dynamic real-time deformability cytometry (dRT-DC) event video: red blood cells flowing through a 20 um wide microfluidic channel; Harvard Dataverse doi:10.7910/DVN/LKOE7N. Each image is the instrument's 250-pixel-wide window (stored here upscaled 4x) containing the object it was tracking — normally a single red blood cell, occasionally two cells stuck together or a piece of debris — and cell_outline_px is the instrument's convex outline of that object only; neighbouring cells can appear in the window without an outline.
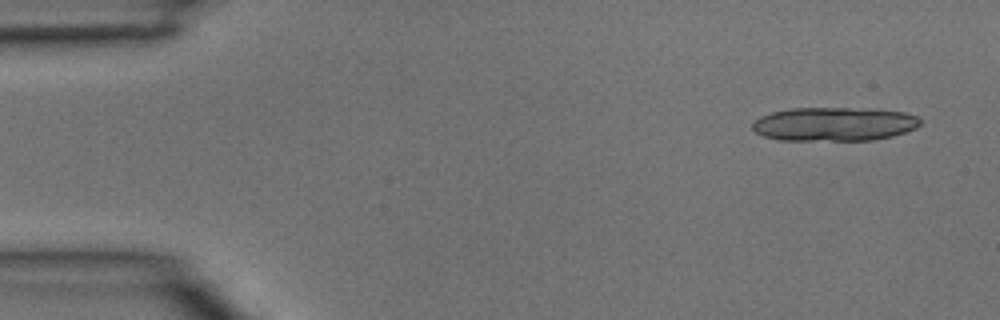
{"species": "common noctule bat (a hibernating species)", "species_latin": "Nyctalus noctula", "temperature_condition": "room temperature", "stored_images_in_passage": 3, "camera_frame_rate_fps": 3000, "um_per_image_px": 0.085, "animal": {"sex": "male", "body_mass_g": 15.6}, "frame": {"image": 1, "passage_image": 1, "time_ms": 0.0, "image_size_px": [1000, 320], "cell_outline_px": [[920, 124], [916, 128], [892, 136], [872, 140], [780, 140], [764, 136], [756, 132], [752, 128], [752, 124], [760, 116], [772, 112], [788, 108], [876, 108], [904, 112], [916, 116], [920, 120]], "centroid_in_image_um": [70.91, 10.53], "position_along_channel_um": 14.1, "area_um2": 33.23}}